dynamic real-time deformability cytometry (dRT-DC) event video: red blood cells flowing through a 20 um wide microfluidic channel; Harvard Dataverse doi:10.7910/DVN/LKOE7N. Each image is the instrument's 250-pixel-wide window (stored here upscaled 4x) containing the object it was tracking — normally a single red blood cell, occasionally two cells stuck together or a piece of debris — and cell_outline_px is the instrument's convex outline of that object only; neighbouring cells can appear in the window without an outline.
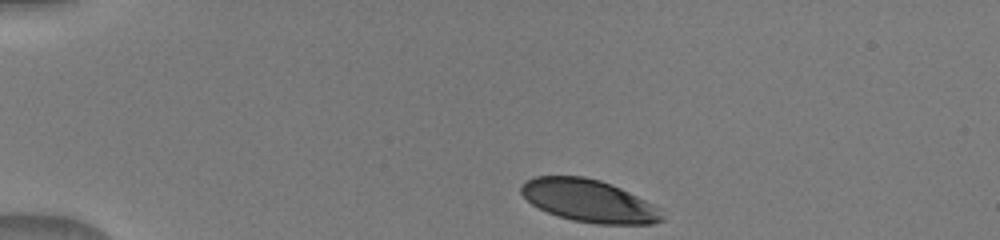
{"species": "human", "species_latin": "Homo sapiens", "temperature_condition": "warm", "stored_images_in_passage": 41, "camera_frame_rate_fps": 3000, "um_per_image_px": 0.085, "donor": {"sex": "male"}, "frame": {"image": 1, "passage_image": 1, "time_ms": 0.0, "image_size_px": [1000, 240], "cell_outline_px": [[664, 220], [652, 224], [596, 224], [572, 220], [548, 212], [532, 204], [520, 192], [520, 188], [528, 180], [536, 176], [584, 176], [600, 180], [612, 184], [660, 208], [664, 216]], "centroid_in_image_um": [50.09, 17.07], "position_along_channel_um": 34.9, "area_um2": 34.62}}
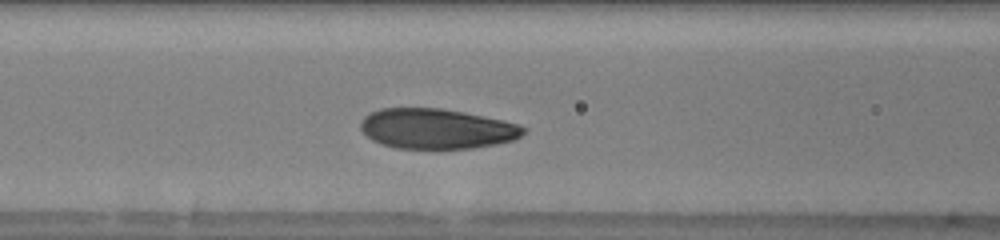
{"frame": {"image": 2, "passage_image": 13, "time_ms": 4.0, "image_size_px": [1000, 240], "cell_outline_px": [[528, 128], [520, 136], [512, 140], [496, 144], [472, 148], [396, 148], [372, 140], [360, 128], [360, 120], [368, 112], [380, 108], [440, 108], [464, 112], [504, 120], [520, 124]], "centroid_in_image_um": [37.11, 10.93], "position_along_channel_um": 129.5, "area_um2": 38.15}}
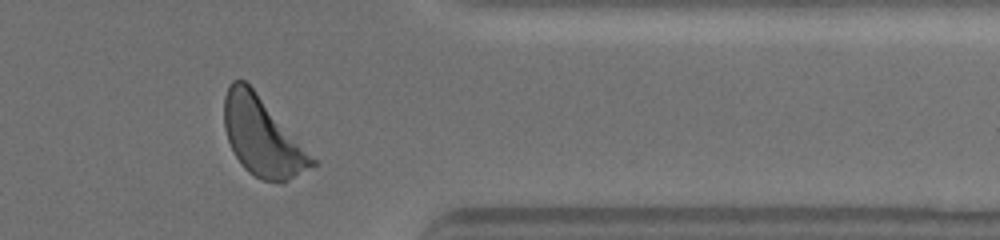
{"frame": {"image": 3, "passage_image": 33, "time_ms": 10.667, "image_size_px": [1000, 240], "cell_outline_px": [[316, 164], [288, 180], [260, 180], [248, 172], [240, 164], [228, 140], [224, 128], [224, 96], [228, 84], [232, 80], [244, 80], [252, 88], [316, 160]], "centroid_in_image_um": [22.24, 11.61], "position_along_channel_um": 389.2, "area_um2": 39.13}}